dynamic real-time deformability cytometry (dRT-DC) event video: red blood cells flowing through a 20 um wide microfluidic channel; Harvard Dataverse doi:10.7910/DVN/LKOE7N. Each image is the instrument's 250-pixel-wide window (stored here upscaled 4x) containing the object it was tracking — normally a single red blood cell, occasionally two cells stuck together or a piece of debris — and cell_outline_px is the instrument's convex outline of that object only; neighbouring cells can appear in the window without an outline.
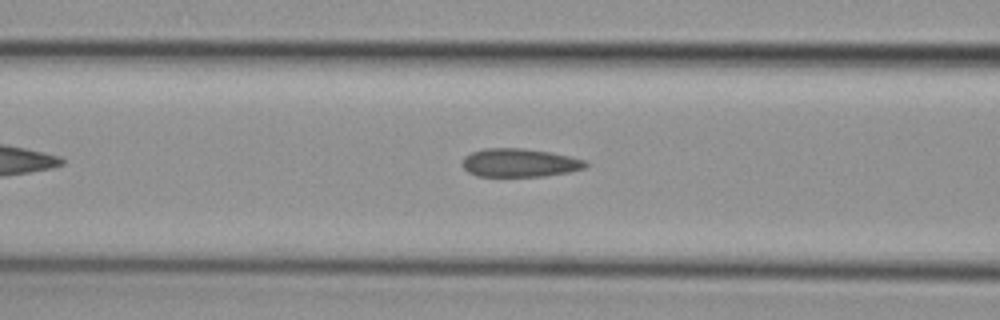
{"species": "common noctule bat (a hibernating species)", "species_latin": "Nyctalus noctula", "temperature_condition": "cold", "stored_images_in_passage": 34, "camera_frame_rate_fps": 3000, "um_per_image_px": 0.085, "animal": {"sex": "female", "body_mass_g": 29.2, "forearm_length_mm": 56.3}, "frame": {"image": 1, "passage_image": 12, "time_ms": 3.667, "image_size_px": [1000, 320], "cell_outline_px": [[588, 164], [584, 168], [568, 172], [544, 176], [476, 176], [468, 172], [460, 164], [464, 156], [472, 152], [484, 148], [520, 148], [552, 152], [588, 160]], "centroid_in_image_um": [44.15, 13.83], "position_along_channel_um": 122.4, "area_um2": 20.58}}
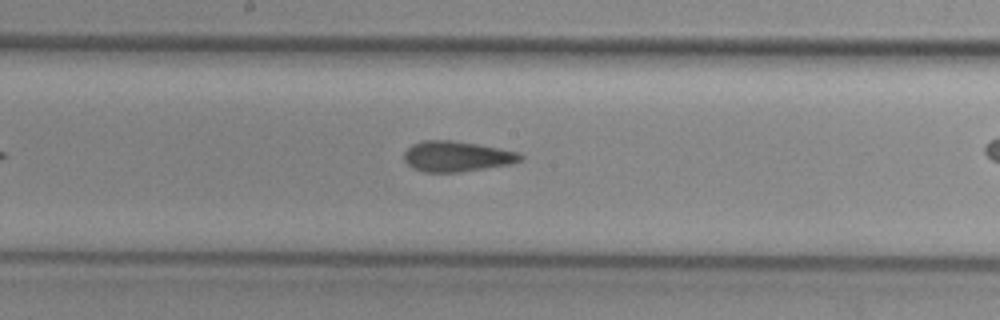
{"frame": {"image": 2, "passage_image": 19, "time_ms": 6.0, "image_size_px": [1000, 320], "cell_outline_px": [[524, 160], [512, 164], [460, 172], [424, 172], [412, 168], [404, 160], [404, 152], [412, 144], [420, 140], [448, 140], [476, 144], [520, 152], [524, 156]], "centroid_in_image_um": [38.84, 13.3], "position_along_channel_um": 209.4, "area_um2": 20.81}}
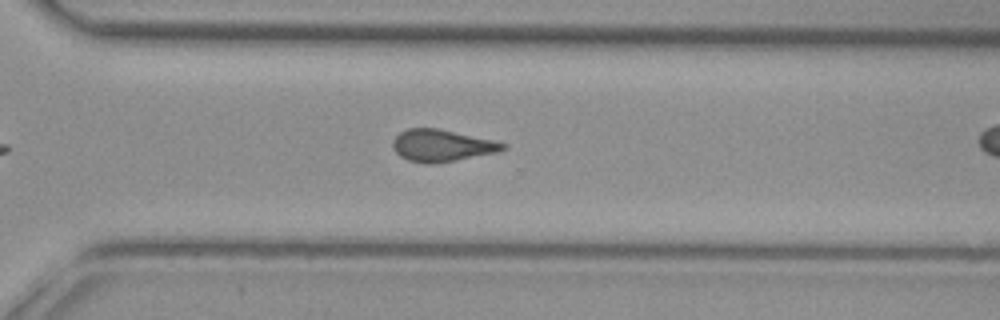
{"frame": {"image": 3, "passage_image": 29, "time_ms": 9.333, "image_size_px": [1000, 320], "cell_outline_px": [[508, 148], [496, 152], [436, 164], [424, 164], [408, 160], [400, 156], [392, 148], [392, 140], [400, 132], [408, 128], [436, 128], [492, 140], [508, 144]], "centroid_in_image_um": [37.52, 12.38], "position_along_channel_um": 333.1, "area_um2": 20.46}}